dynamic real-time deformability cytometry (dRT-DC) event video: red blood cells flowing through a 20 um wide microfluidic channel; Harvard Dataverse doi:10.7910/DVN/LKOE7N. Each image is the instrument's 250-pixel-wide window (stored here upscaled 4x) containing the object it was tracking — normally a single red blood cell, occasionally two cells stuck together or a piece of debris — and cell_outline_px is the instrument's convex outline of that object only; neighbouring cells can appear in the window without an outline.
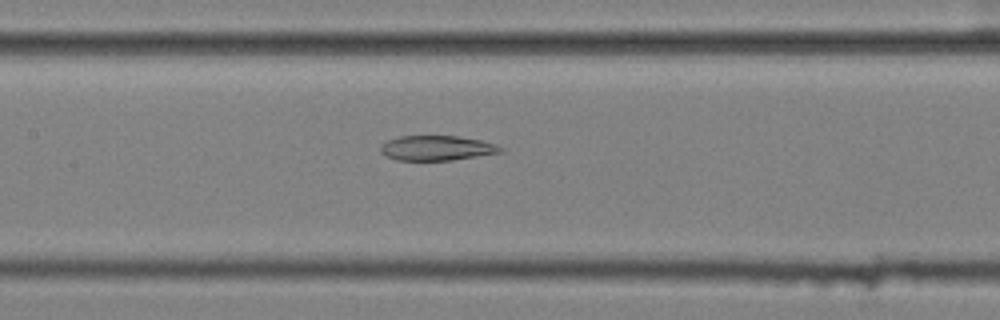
{"species": "common noctule bat (a hibernating species)", "species_latin": "Nyctalus noctula", "temperature_condition": "cold", "stored_images_in_passage": 40, "camera_frame_rate_fps": 3000, "um_per_image_px": 0.085, "animal": {"sex": "female", "body_mass_g": 25.1}, "frame": {"image": 1, "passage_image": 11, "time_ms": 3.333, "image_size_px": [1000, 320], "cell_outline_px": [[504, 152], [452, 160], [396, 160], [380, 152], [380, 144], [388, 140], [400, 136], [460, 136], [480, 140], [496, 144], [504, 148]], "centroid_in_image_um": [37.15, 12.58], "position_along_channel_um": 170.3, "area_um2": 17.46}}
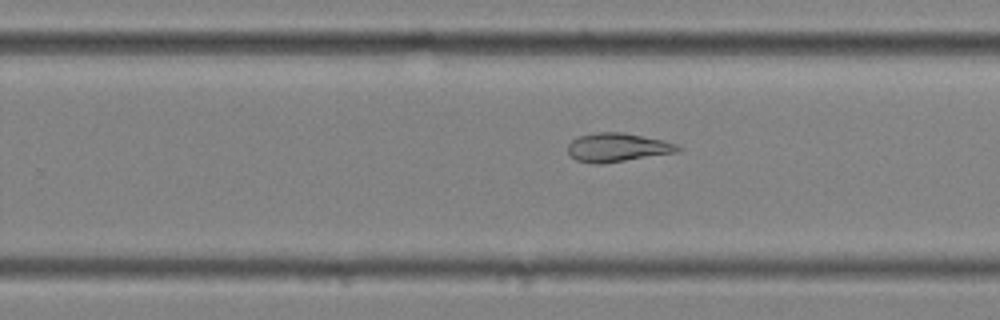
{"frame": {"image": 2, "passage_image": 20, "time_ms": 6.333, "image_size_px": [1000, 320], "cell_outline_px": [[684, 148], [680, 152], [600, 164], [592, 164], [576, 160], [568, 152], [568, 144], [572, 140], [580, 136], [600, 132], [624, 132], [664, 140], [676, 144]], "centroid_in_image_um": [52.53, 12.53], "position_along_channel_um": 277.3, "area_um2": 18.5}}
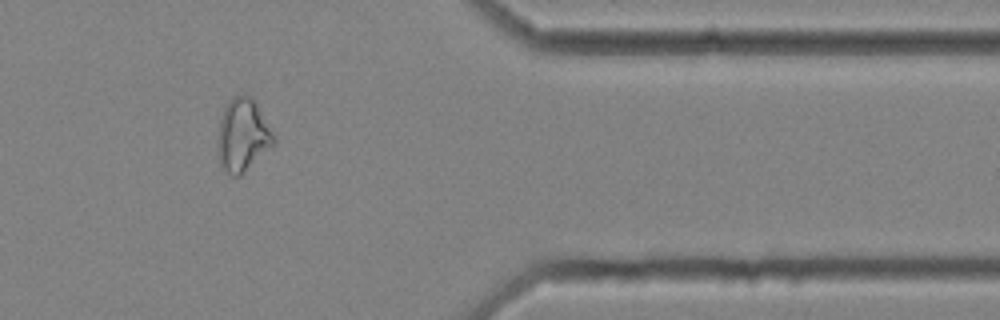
{"frame": {"image": 3, "passage_image": 31, "time_ms": 10.0, "image_size_px": [1000, 320], "cell_outline_px": [[276, 144], [240, 176], [232, 176], [220, 168], [216, 144], [220, 120], [224, 108], [228, 100], [232, 96], [244, 92], [252, 96], [276, 136]], "centroid_in_image_um": [20.63, 11.48], "position_along_channel_um": 390.8, "area_um2": 24.57}, "authors_computed_cell_mechanics": {"area_um2": 19.3341, "velocity_mm_per_s": 3.5738, "shape_relaxation_time_tau1_ms": null, "shape_relaxation_time_tau2_ms": 3.4892, "deformation_change_tau1": null, "deformation_change_tau2": 0.1135}}